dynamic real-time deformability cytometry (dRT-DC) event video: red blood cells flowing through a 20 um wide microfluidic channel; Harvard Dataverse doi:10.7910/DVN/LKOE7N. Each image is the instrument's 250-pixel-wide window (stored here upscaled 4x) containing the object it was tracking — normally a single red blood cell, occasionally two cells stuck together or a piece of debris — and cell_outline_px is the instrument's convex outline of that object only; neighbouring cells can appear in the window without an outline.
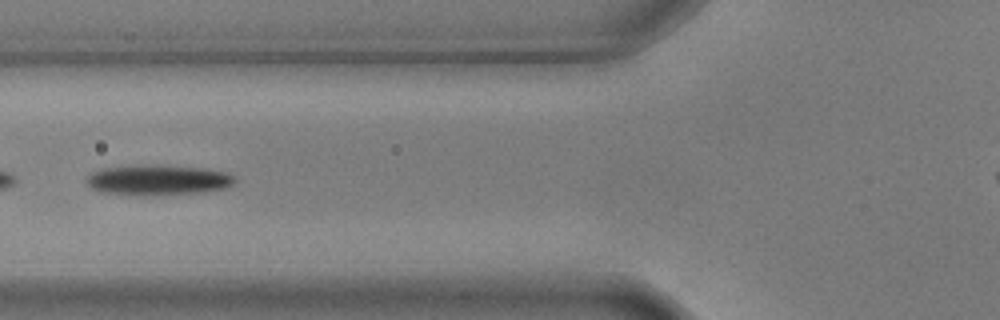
{"species": "common noctule bat (a hibernating species)", "species_latin": "Nyctalus noctula", "temperature_condition": "warm", "stored_images_in_passage": 6, "camera_frame_rate_fps": 3000, "um_per_image_px": 0.085, "animal": {"sex": "male", "body_mass_g": 17.9, "forearm_length_mm": 54.2}, "frame": {"image": 1, "passage_image": 6, "time_ms": 1.667, "image_size_px": [1000, 320], "cell_outline_px": [[236, 180], [228, 188], [204, 192], [152, 196], [140, 196], [100, 192], [92, 188], [84, 180], [92, 172], [104, 168], [204, 168], [228, 172], [236, 176]], "centroid_in_image_um": [13.49, 15.38], "position_along_channel_um": 112.3, "area_um2": 25.32}}